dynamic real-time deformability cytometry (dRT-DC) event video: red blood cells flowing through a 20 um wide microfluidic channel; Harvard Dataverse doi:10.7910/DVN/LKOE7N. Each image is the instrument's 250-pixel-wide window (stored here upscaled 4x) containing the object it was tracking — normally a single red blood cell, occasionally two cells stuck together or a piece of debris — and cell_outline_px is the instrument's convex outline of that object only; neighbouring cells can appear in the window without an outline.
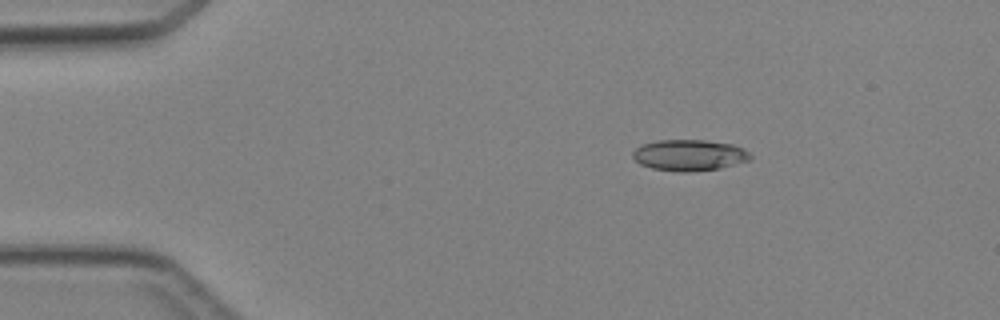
{"species": "Egyptian fruit bat (a non-hibernating species)", "species_latin": "Rousettus aegyptiacus", "temperature_condition": "cold", "stored_images_in_passage": 5, "camera_frame_rate_fps": 3000, "um_per_image_px": 0.085, "animal": {"sex": "female"}, "frame": {"image": 1, "passage_image": 2, "time_ms": 1.333, "image_size_px": [1000, 320], "cell_outline_px": [[752, 160], [720, 168], [688, 172], [676, 172], [652, 168], [640, 164], [632, 156], [632, 152], [640, 144], [660, 140], [704, 140], [732, 144], [744, 148], [752, 156]], "centroid_in_image_um": [58.6, 13.19], "position_along_channel_um": 26.4, "area_um2": 21.5}}
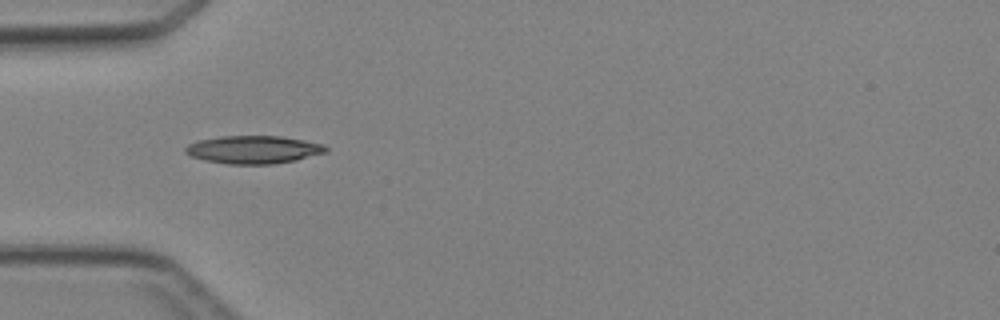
{"frame": {"image": 2, "passage_image": 4, "time_ms": 3.667, "image_size_px": [1000, 320], "cell_outline_px": [[328, 152], [296, 160], [272, 164], [228, 164], [204, 160], [192, 156], [184, 152], [184, 148], [188, 144], [196, 140], [220, 136], [280, 136], [304, 140], [324, 144], [328, 148]], "centroid_in_image_um": [21.54, 12.71], "position_along_channel_um": 63.5, "area_um2": 23.0}}
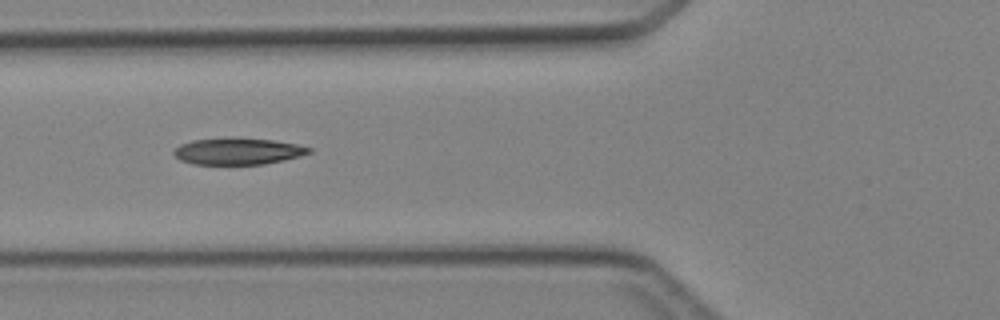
{"frame": {"image": 3, "passage_image": 5, "time_ms": 4.667, "image_size_px": [1000, 320], "cell_outline_px": [[312, 152], [300, 156], [284, 160], [264, 164], [192, 164], [180, 160], [172, 152], [180, 144], [192, 140], [272, 140], [296, 144], [312, 148]], "centroid_in_image_um": [20.24, 12.9], "position_along_channel_um": 105.6, "area_um2": 20.11}}